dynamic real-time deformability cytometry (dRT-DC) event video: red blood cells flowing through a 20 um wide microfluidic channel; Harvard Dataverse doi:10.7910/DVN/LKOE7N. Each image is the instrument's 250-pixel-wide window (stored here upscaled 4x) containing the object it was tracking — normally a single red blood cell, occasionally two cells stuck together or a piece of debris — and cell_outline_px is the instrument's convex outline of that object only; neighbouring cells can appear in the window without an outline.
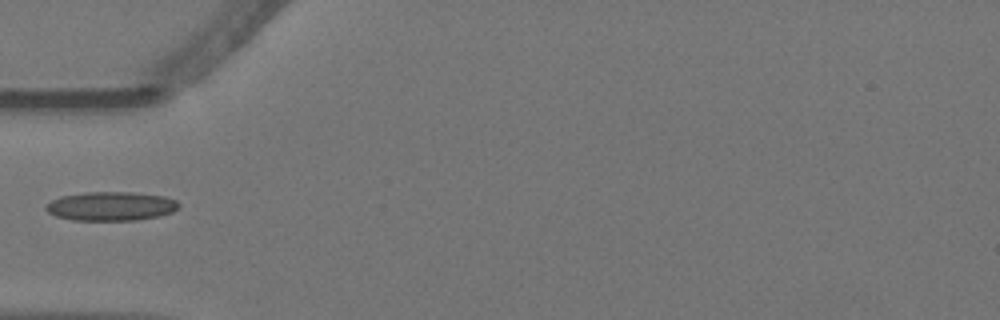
{"species": "Egyptian fruit bat (a non-hibernating species)", "species_latin": "Rousettus aegyptiacus", "temperature_condition": "warm", "stored_images_in_passage": 39, "camera_frame_rate_fps": 3000, "um_per_image_px": 0.085, "animal": {"sex": "female"}, "frame": {"image": 1, "passage_image": 1, "time_ms": 0.0, "image_size_px": [1000, 320], "cell_outline_px": [[180, 208], [172, 212], [160, 216], [136, 220], [72, 220], [56, 216], [48, 212], [44, 208], [52, 200], [60, 196], [84, 192], [132, 192], [164, 196], [176, 200], [180, 204]], "centroid_in_image_um": [9.46, 17.52], "position_along_channel_um": 75.5, "area_um2": 22.54}}
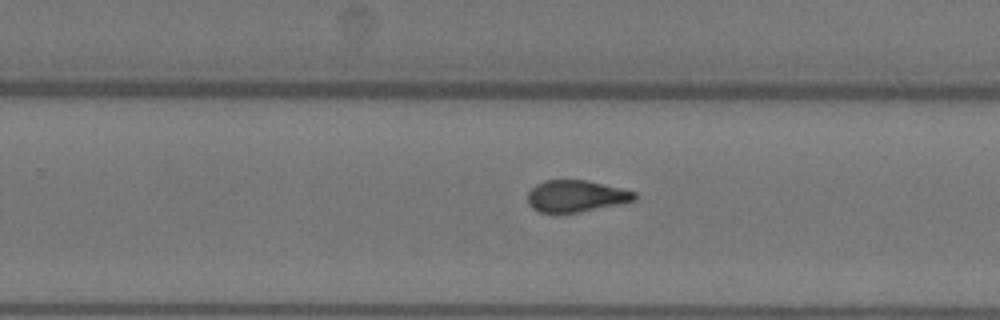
{"frame": {"image": 2, "passage_image": 18, "time_ms": 5.667, "image_size_px": [1000, 320], "cell_outline_px": [[636, 200], [620, 204], [556, 216], [540, 212], [532, 208], [528, 204], [528, 192], [536, 184], [544, 180], [588, 180], [636, 192]], "centroid_in_image_um": [48.91, 16.7], "position_along_channel_um": 280.9, "area_um2": 20.17}}
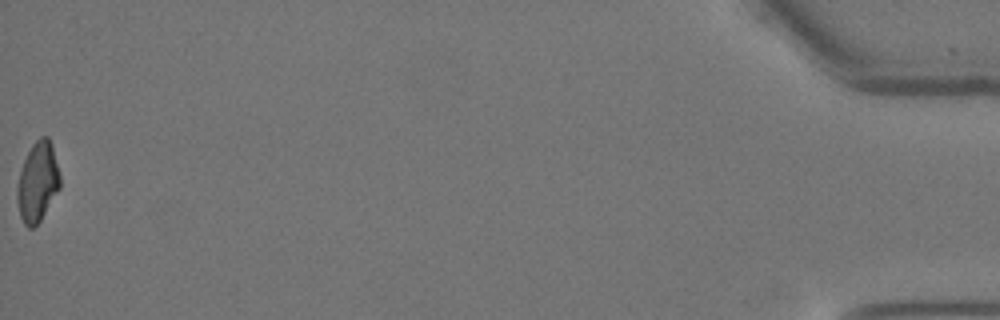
{"frame": {"image": 3, "passage_image": 39, "time_ms": 12.667, "image_size_px": [1000, 320], "cell_outline_px": [[60, 188], [40, 220], [32, 228], [28, 228], [24, 224], [20, 216], [16, 200], [16, 188], [20, 168], [32, 144], [40, 136], [48, 136], [52, 144], [60, 176]], "centroid_in_image_um": [3.18, 15.45], "position_along_channel_um": 432.0, "area_um2": 20.0}}